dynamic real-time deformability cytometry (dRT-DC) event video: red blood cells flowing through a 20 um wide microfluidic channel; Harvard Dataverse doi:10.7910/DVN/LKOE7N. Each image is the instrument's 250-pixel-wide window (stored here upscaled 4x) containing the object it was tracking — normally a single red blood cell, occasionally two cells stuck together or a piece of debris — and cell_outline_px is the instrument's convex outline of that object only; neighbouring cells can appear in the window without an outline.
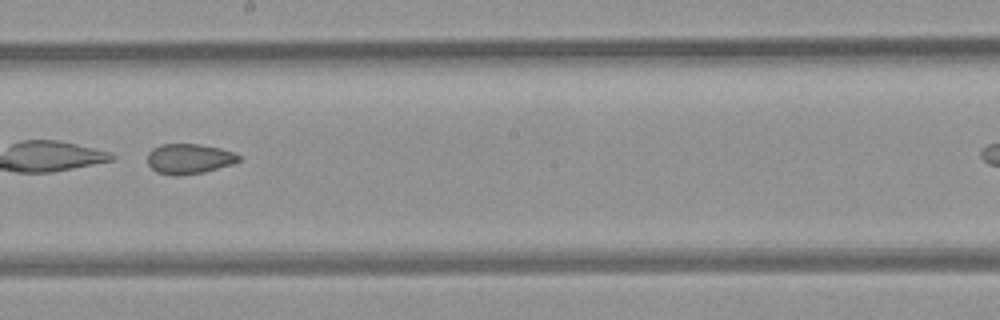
{"species": "common noctule bat (a hibernating species)", "species_latin": "Nyctalus noctula", "temperature_condition": "room temperature", "stored_images_in_passage": 29, "camera_frame_rate_fps": 3000, "um_per_image_px": 0.085, "animal": {"sex": "female", "body_mass_g": 21.9}, "frame": {"image": 1, "passage_image": 13, "time_ms": 4.0, "image_size_px": [1000, 320], "cell_outline_px": [[240, 160], [232, 164], [204, 172], [180, 176], [172, 176], [156, 172], [148, 164], [148, 152], [152, 148], [160, 144], [200, 144], [220, 148], [232, 152], [240, 156]], "centroid_in_image_um": [16.04, 13.5], "position_along_channel_um": 232.2, "area_um2": 16.13}}